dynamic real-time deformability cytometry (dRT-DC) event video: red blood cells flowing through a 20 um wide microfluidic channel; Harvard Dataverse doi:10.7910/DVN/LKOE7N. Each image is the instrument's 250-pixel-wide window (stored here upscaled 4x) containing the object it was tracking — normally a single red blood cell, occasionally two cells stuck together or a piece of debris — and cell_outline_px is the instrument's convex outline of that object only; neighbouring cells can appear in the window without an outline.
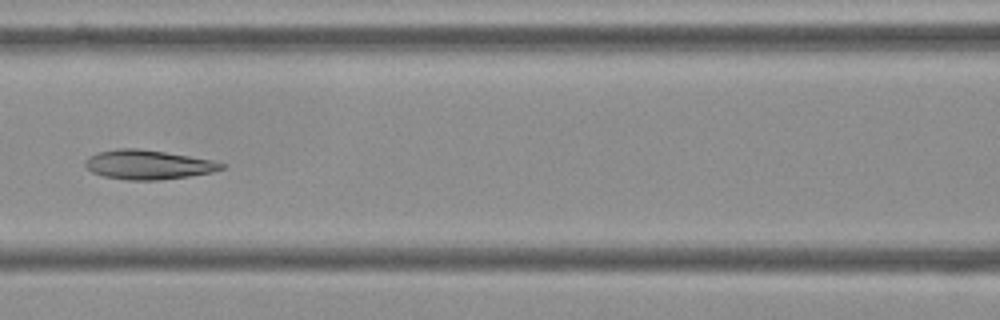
{"species": "Egyptian fruit bat (a non-hibernating species)", "species_latin": "Rousettus aegyptiacus", "temperature_condition": "cold", "stored_images_in_passage": 8, "camera_frame_rate_fps": 3000, "um_per_image_px": 0.085, "frame": {"image": 1, "passage_image": 6, "time_ms": 1.667, "image_size_px": [1000, 320], "cell_outline_px": [[228, 164], [224, 168], [212, 172], [188, 176], [160, 180], [128, 180], [104, 176], [92, 172], [84, 164], [84, 160], [88, 156], [96, 152], [116, 148], [136, 148], [164, 152], [212, 160]], "centroid_in_image_um": [12.56, 13.99], "position_along_channel_um": 154.0, "area_um2": 23.29}}
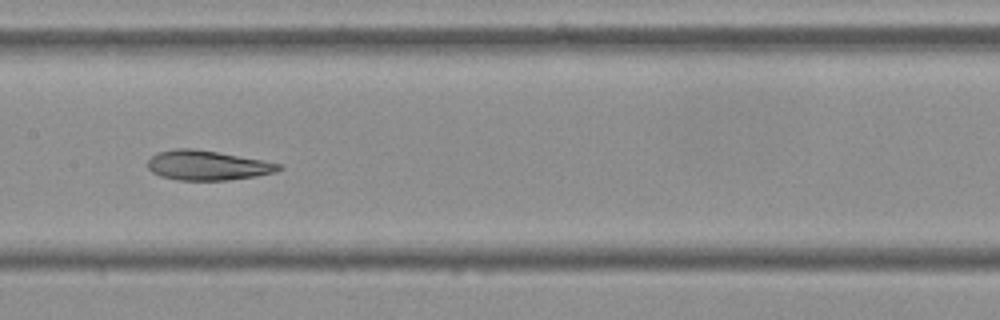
{"frame": {"image": 2, "passage_image": 7, "time_ms": 2.0, "image_size_px": [1000, 320], "cell_outline_px": [[284, 168], [276, 172], [256, 176], [228, 180], [176, 180], [160, 176], [152, 172], [148, 168], [148, 160], [152, 156], [160, 152], [176, 148], [192, 148], [264, 160], [280, 164]], "centroid_in_image_um": [17.64, 14.06], "position_along_channel_um": 189.8, "area_um2": 22.6}}
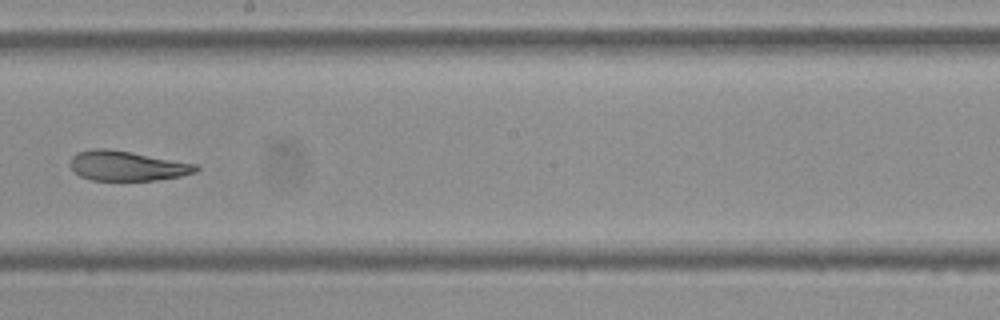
{"frame": {"image": 3, "passage_image": 8, "time_ms": 2.333, "image_size_px": [1000, 320], "cell_outline_px": [[200, 168], [196, 172], [180, 176], [156, 180], [92, 180], [80, 176], [68, 164], [72, 156], [76, 152], [96, 148], [108, 148], [200, 164]], "centroid_in_image_um": [10.82, 14.09], "position_along_channel_um": 237.4, "area_um2": 22.02}}